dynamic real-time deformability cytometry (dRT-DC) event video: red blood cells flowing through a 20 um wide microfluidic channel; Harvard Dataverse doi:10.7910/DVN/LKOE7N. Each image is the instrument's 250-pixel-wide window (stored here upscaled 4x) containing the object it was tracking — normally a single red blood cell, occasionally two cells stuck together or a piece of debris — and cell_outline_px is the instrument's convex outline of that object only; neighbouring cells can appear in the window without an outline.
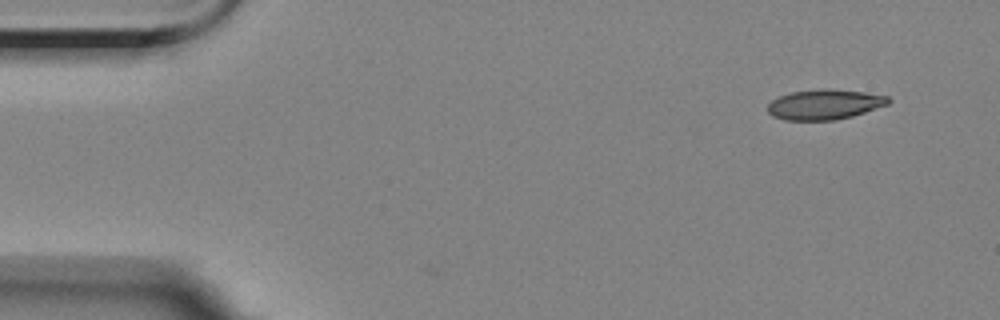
{"species": "Egyptian fruit bat (a non-hibernating species)", "species_latin": "Rousettus aegyptiacus", "temperature_condition": "room temperature", "stored_images_in_passage": 5, "camera_frame_rate_fps": 3000, "um_per_image_px": 0.085, "animal": {"sex": "female"}, "frame": {"image": 1, "passage_image": 1, "time_ms": 0.0, "image_size_px": [1000, 320], "cell_outline_px": [[892, 100], [888, 104], [852, 116], [836, 120], [784, 120], [772, 116], [768, 112], [768, 104], [772, 100], [780, 96], [792, 92], [820, 88], [828, 88], [864, 92], [888, 96]], "centroid_in_image_um": [70.08, 8.87], "position_along_channel_um": 14.9, "area_um2": 21.21}}
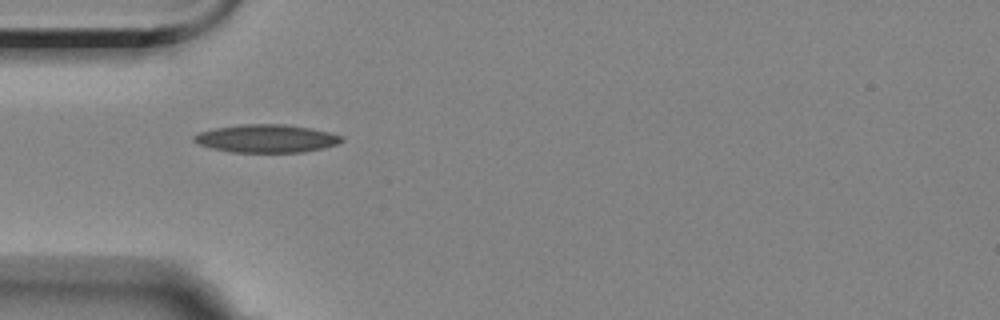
{"frame": {"image": 2, "passage_image": 4, "time_ms": 4.333, "image_size_px": [1000, 320], "cell_outline_px": [[344, 140], [336, 144], [324, 148], [304, 152], [228, 152], [212, 148], [200, 144], [192, 140], [192, 136], [200, 132], [216, 128], [240, 124], [284, 124], [312, 128], [344, 136]], "centroid_in_image_um": [22.66, 11.77], "position_along_channel_um": 62.3, "area_um2": 24.16}}
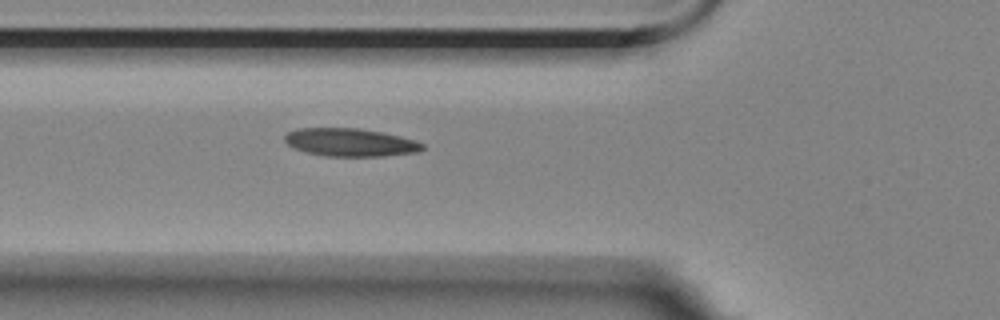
{"frame": {"image": 3, "passage_image": 5, "time_ms": 5.333, "image_size_px": [1000, 320], "cell_outline_px": [[424, 148], [416, 152], [384, 156], [324, 156], [292, 148], [284, 140], [284, 136], [288, 132], [296, 128], [360, 128], [400, 136], [416, 140], [424, 144]], "centroid_in_image_um": [29.76, 12.1], "position_along_channel_um": 96.0, "area_um2": 22.48}}